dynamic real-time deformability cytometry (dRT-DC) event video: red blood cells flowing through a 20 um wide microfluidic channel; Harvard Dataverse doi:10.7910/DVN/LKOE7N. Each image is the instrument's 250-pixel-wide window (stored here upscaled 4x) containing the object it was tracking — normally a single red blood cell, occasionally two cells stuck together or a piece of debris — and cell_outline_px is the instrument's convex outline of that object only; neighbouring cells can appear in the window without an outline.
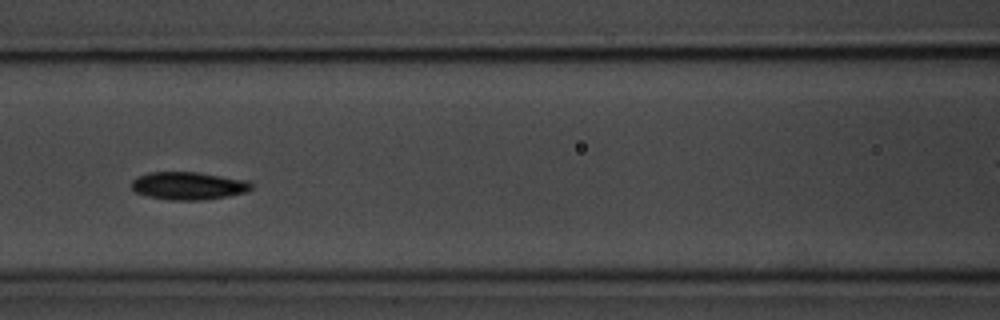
{"species": "common noctule bat (a hibernating species)", "species_latin": "Nyctalus noctula", "temperature_condition": "room temperature", "stored_images_in_passage": 38, "camera_frame_rate_fps": 3000, "um_per_image_px": 0.085, "animal": {"sex": "male", "body_mass_g": 20.1, "forearm_length_mm": 53.5}, "frame": {"image": 1, "passage_image": 17, "time_ms": 5.333, "image_size_px": [1000, 320], "cell_outline_px": [[252, 188], [248, 192], [228, 196], [204, 200], [172, 200], [148, 196], [136, 192], [132, 188], [132, 180], [136, 176], [148, 172], [196, 172], [248, 180], [252, 184]], "centroid_in_image_um": [16.03, 15.79], "position_along_channel_um": 150.6, "area_um2": 19.48}, "authors_computed_cell_mechanics": {"area_um2": 18.6405, "velocity_mm_per_s": 3.5785, "shape_relaxation_time_tau1_ms": 5.1798, "shape_relaxation_time_tau2_ms": 2.8005, "deformation_change_tau1": 0.1948, "deformation_change_tau2": 0.059}}